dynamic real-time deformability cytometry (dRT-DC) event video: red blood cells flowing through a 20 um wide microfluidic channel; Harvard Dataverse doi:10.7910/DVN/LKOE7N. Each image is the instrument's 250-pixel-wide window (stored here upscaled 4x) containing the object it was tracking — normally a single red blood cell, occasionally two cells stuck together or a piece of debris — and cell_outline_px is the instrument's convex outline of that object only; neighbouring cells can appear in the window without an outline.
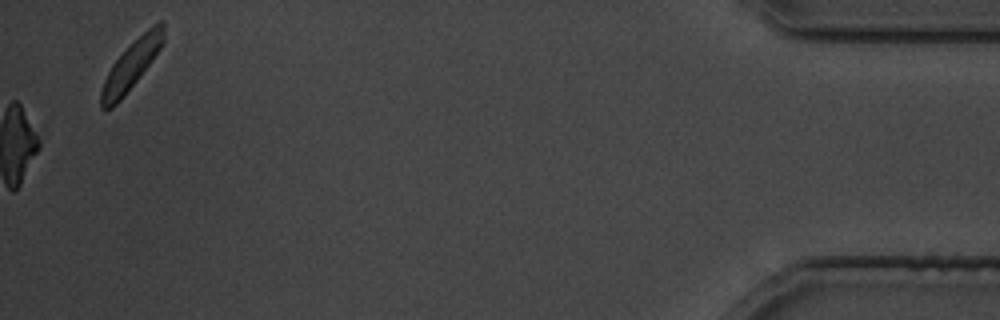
{"species": "common noctule bat (a hibernating species)", "species_latin": "Nyctalus noctula", "temperature_condition": "cold", "stored_images_in_passage": 27, "camera_frame_rate_fps": 3000, "um_per_image_px": 0.085, "animal": {"sex": "male", "body_mass_g": 19.5, "forearm_length_mm": 54.6}, "frame": {"image": 1, "passage_image": 27, "time_ms": 32.667, "image_size_px": [1000, 320], "cell_outline_px": [[164, 40], [160, 48], [124, 96], [112, 108], [100, 108], [100, 92], [104, 80], [112, 64], [152, 24], [160, 20], [164, 20]], "centroid_in_image_um": [11.15, 5.54], "position_along_channel_um": 424.1, "area_um2": 16.99}}